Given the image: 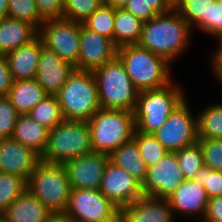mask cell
Segmentation results:
<instances>
[{"label": "cell", "instance_id": "cell-1", "mask_svg": "<svg viewBox=\"0 0 222 222\" xmlns=\"http://www.w3.org/2000/svg\"><path fill=\"white\" fill-rule=\"evenodd\" d=\"M191 31L182 16L172 9L144 21L137 44L172 63L188 46Z\"/></svg>", "mask_w": 222, "mask_h": 222}, {"label": "cell", "instance_id": "cell-2", "mask_svg": "<svg viewBox=\"0 0 222 222\" xmlns=\"http://www.w3.org/2000/svg\"><path fill=\"white\" fill-rule=\"evenodd\" d=\"M117 57L124 64L128 76L139 92L161 89L173 82L170 76L171 63L138 44L118 47Z\"/></svg>", "mask_w": 222, "mask_h": 222}, {"label": "cell", "instance_id": "cell-3", "mask_svg": "<svg viewBox=\"0 0 222 222\" xmlns=\"http://www.w3.org/2000/svg\"><path fill=\"white\" fill-rule=\"evenodd\" d=\"M56 96L65 120L89 122L101 108L91 71L74 69Z\"/></svg>", "mask_w": 222, "mask_h": 222}, {"label": "cell", "instance_id": "cell-4", "mask_svg": "<svg viewBox=\"0 0 222 222\" xmlns=\"http://www.w3.org/2000/svg\"><path fill=\"white\" fill-rule=\"evenodd\" d=\"M88 123L93 152L110 155L133 139L136 124L133 112L100 108Z\"/></svg>", "mask_w": 222, "mask_h": 222}, {"label": "cell", "instance_id": "cell-5", "mask_svg": "<svg viewBox=\"0 0 222 222\" xmlns=\"http://www.w3.org/2000/svg\"><path fill=\"white\" fill-rule=\"evenodd\" d=\"M185 99L181 86L175 82L161 89L138 92L133 112L136 131L153 134Z\"/></svg>", "mask_w": 222, "mask_h": 222}, {"label": "cell", "instance_id": "cell-6", "mask_svg": "<svg viewBox=\"0 0 222 222\" xmlns=\"http://www.w3.org/2000/svg\"><path fill=\"white\" fill-rule=\"evenodd\" d=\"M102 109L134 112L138 90L118 57L93 71Z\"/></svg>", "mask_w": 222, "mask_h": 222}, {"label": "cell", "instance_id": "cell-7", "mask_svg": "<svg viewBox=\"0 0 222 222\" xmlns=\"http://www.w3.org/2000/svg\"><path fill=\"white\" fill-rule=\"evenodd\" d=\"M27 189L53 215L65 214L71 188L63 165L41 161L30 175Z\"/></svg>", "mask_w": 222, "mask_h": 222}, {"label": "cell", "instance_id": "cell-8", "mask_svg": "<svg viewBox=\"0 0 222 222\" xmlns=\"http://www.w3.org/2000/svg\"><path fill=\"white\" fill-rule=\"evenodd\" d=\"M93 152L87 122L64 120L48 132V144L41 160L63 165Z\"/></svg>", "mask_w": 222, "mask_h": 222}, {"label": "cell", "instance_id": "cell-9", "mask_svg": "<svg viewBox=\"0 0 222 222\" xmlns=\"http://www.w3.org/2000/svg\"><path fill=\"white\" fill-rule=\"evenodd\" d=\"M184 100L153 135L168 152L192 146L198 142L197 117L192 116Z\"/></svg>", "mask_w": 222, "mask_h": 222}, {"label": "cell", "instance_id": "cell-10", "mask_svg": "<svg viewBox=\"0 0 222 222\" xmlns=\"http://www.w3.org/2000/svg\"><path fill=\"white\" fill-rule=\"evenodd\" d=\"M44 45L56 52L64 61L75 66L79 57L80 22L73 20H46L39 30Z\"/></svg>", "mask_w": 222, "mask_h": 222}, {"label": "cell", "instance_id": "cell-11", "mask_svg": "<svg viewBox=\"0 0 222 222\" xmlns=\"http://www.w3.org/2000/svg\"><path fill=\"white\" fill-rule=\"evenodd\" d=\"M119 211L99 189H71L65 215L76 222H105Z\"/></svg>", "mask_w": 222, "mask_h": 222}, {"label": "cell", "instance_id": "cell-12", "mask_svg": "<svg viewBox=\"0 0 222 222\" xmlns=\"http://www.w3.org/2000/svg\"><path fill=\"white\" fill-rule=\"evenodd\" d=\"M184 180L176 153L168 152L161 160L148 167L142 183V196L167 199Z\"/></svg>", "mask_w": 222, "mask_h": 222}, {"label": "cell", "instance_id": "cell-13", "mask_svg": "<svg viewBox=\"0 0 222 222\" xmlns=\"http://www.w3.org/2000/svg\"><path fill=\"white\" fill-rule=\"evenodd\" d=\"M99 191L121 210L142 197V183L109 160Z\"/></svg>", "mask_w": 222, "mask_h": 222}, {"label": "cell", "instance_id": "cell-14", "mask_svg": "<svg viewBox=\"0 0 222 222\" xmlns=\"http://www.w3.org/2000/svg\"><path fill=\"white\" fill-rule=\"evenodd\" d=\"M118 47L113 40L86 28L80 23L79 57L75 69L91 71L117 57Z\"/></svg>", "mask_w": 222, "mask_h": 222}, {"label": "cell", "instance_id": "cell-15", "mask_svg": "<svg viewBox=\"0 0 222 222\" xmlns=\"http://www.w3.org/2000/svg\"><path fill=\"white\" fill-rule=\"evenodd\" d=\"M109 160L107 154L92 152L66 161L63 166L68 175L70 188L99 189Z\"/></svg>", "mask_w": 222, "mask_h": 222}, {"label": "cell", "instance_id": "cell-16", "mask_svg": "<svg viewBox=\"0 0 222 222\" xmlns=\"http://www.w3.org/2000/svg\"><path fill=\"white\" fill-rule=\"evenodd\" d=\"M41 161L38 153L17 140L0 139V173L13 174L28 181Z\"/></svg>", "mask_w": 222, "mask_h": 222}, {"label": "cell", "instance_id": "cell-17", "mask_svg": "<svg viewBox=\"0 0 222 222\" xmlns=\"http://www.w3.org/2000/svg\"><path fill=\"white\" fill-rule=\"evenodd\" d=\"M75 67L64 61L42 41L35 79L48 95H56L68 80Z\"/></svg>", "mask_w": 222, "mask_h": 222}, {"label": "cell", "instance_id": "cell-18", "mask_svg": "<svg viewBox=\"0 0 222 222\" xmlns=\"http://www.w3.org/2000/svg\"><path fill=\"white\" fill-rule=\"evenodd\" d=\"M167 201L173 212L182 213L183 216L189 215V217L201 213L203 220L209 198L202 185L194 179H185L167 198Z\"/></svg>", "mask_w": 222, "mask_h": 222}, {"label": "cell", "instance_id": "cell-19", "mask_svg": "<svg viewBox=\"0 0 222 222\" xmlns=\"http://www.w3.org/2000/svg\"><path fill=\"white\" fill-rule=\"evenodd\" d=\"M121 215L124 222H173L174 212L167 199L140 197L123 207Z\"/></svg>", "mask_w": 222, "mask_h": 222}, {"label": "cell", "instance_id": "cell-20", "mask_svg": "<svg viewBox=\"0 0 222 222\" xmlns=\"http://www.w3.org/2000/svg\"><path fill=\"white\" fill-rule=\"evenodd\" d=\"M42 50L38 35L30 43L5 55L13 81L35 79Z\"/></svg>", "mask_w": 222, "mask_h": 222}, {"label": "cell", "instance_id": "cell-21", "mask_svg": "<svg viewBox=\"0 0 222 222\" xmlns=\"http://www.w3.org/2000/svg\"><path fill=\"white\" fill-rule=\"evenodd\" d=\"M53 214L26 189L0 216L5 222H49Z\"/></svg>", "mask_w": 222, "mask_h": 222}, {"label": "cell", "instance_id": "cell-22", "mask_svg": "<svg viewBox=\"0 0 222 222\" xmlns=\"http://www.w3.org/2000/svg\"><path fill=\"white\" fill-rule=\"evenodd\" d=\"M39 35L31 24L5 17L0 19V55H6L30 43Z\"/></svg>", "mask_w": 222, "mask_h": 222}, {"label": "cell", "instance_id": "cell-23", "mask_svg": "<svg viewBox=\"0 0 222 222\" xmlns=\"http://www.w3.org/2000/svg\"><path fill=\"white\" fill-rule=\"evenodd\" d=\"M48 132V128L28 114H20L11 138L34 150L42 157L48 144Z\"/></svg>", "mask_w": 222, "mask_h": 222}, {"label": "cell", "instance_id": "cell-24", "mask_svg": "<svg viewBox=\"0 0 222 222\" xmlns=\"http://www.w3.org/2000/svg\"><path fill=\"white\" fill-rule=\"evenodd\" d=\"M46 95L36 79H27L13 81L6 97L19 114H28Z\"/></svg>", "mask_w": 222, "mask_h": 222}, {"label": "cell", "instance_id": "cell-25", "mask_svg": "<svg viewBox=\"0 0 222 222\" xmlns=\"http://www.w3.org/2000/svg\"><path fill=\"white\" fill-rule=\"evenodd\" d=\"M109 159L141 183L145 180L148 167L133 139L114 150L109 155Z\"/></svg>", "mask_w": 222, "mask_h": 222}, {"label": "cell", "instance_id": "cell-26", "mask_svg": "<svg viewBox=\"0 0 222 222\" xmlns=\"http://www.w3.org/2000/svg\"><path fill=\"white\" fill-rule=\"evenodd\" d=\"M143 21L124 8L115 9L113 43L117 46L137 44L141 37Z\"/></svg>", "mask_w": 222, "mask_h": 222}, {"label": "cell", "instance_id": "cell-27", "mask_svg": "<svg viewBox=\"0 0 222 222\" xmlns=\"http://www.w3.org/2000/svg\"><path fill=\"white\" fill-rule=\"evenodd\" d=\"M198 139H222V103L208 105L197 115Z\"/></svg>", "mask_w": 222, "mask_h": 222}, {"label": "cell", "instance_id": "cell-28", "mask_svg": "<svg viewBox=\"0 0 222 222\" xmlns=\"http://www.w3.org/2000/svg\"><path fill=\"white\" fill-rule=\"evenodd\" d=\"M28 115L49 130L65 120L56 95H46Z\"/></svg>", "mask_w": 222, "mask_h": 222}, {"label": "cell", "instance_id": "cell-29", "mask_svg": "<svg viewBox=\"0 0 222 222\" xmlns=\"http://www.w3.org/2000/svg\"><path fill=\"white\" fill-rule=\"evenodd\" d=\"M215 0H183L175 9L192 28L197 26L205 32L210 4Z\"/></svg>", "mask_w": 222, "mask_h": 222}, {"label": "cell", "instance_id": "cell-30", "mask_svg": "<svg viewBox=\"0 0 222 222\" xmlns=\"http://www.w3.org/2000/svg\"><path fill=\"white\" fill-rule=\"evenodd\" d=\"M114 18L115 8L102 3L82 24L86 28L113 40Z\"/></svg>", "mask_w": 222, "mask_h": 222}, {"label": "cell", "instance_id": "cell-31", "mask_svg": "<svg viewBox=\"0 0 222 222\" xmlns=\"http://www.w3.org/2000/svg\"><path fill=\"white\" fill-rule=\"evenodd\" d=\"M27 189V181L13 174L0 173V216Z\"/></svg>", "mask_w": 222, "mask_h": 222}, {"label": "cell", "instance_id": "cell-32", "mask_svg": "<svg viewBox=\"0 0 222 222\" xmlns=\"http://www.w3.org/2000/svg\"><path fill=\"white\" fill-rule=\"evenodd\" d=\"M133 140L136 142L147 167L154 165L168 153L153 134L142 133L135 130Z\"/></svg>", "mask_w": 222, "mask_h": 222}, {"label": "cell", "instance_id": "cell-33", "mask_svg": "<svg viewBox=\"0 0 222 222\" xmlns=\"http://www.w3.org/2000/svg\"><path fill=\"white\" fill-rule=\"evenodd\" d=\"M124 9L143 22L172 10L165 0H128Z\"/></svg>", "mask_w": 222, "mask_h": 222}, {"label": "cell", "instance_id": "cell-34", "mask_svg": "<svg viewBox=\"0 0 222 222\" xmlns=\"http://www.w3.org/2000/svg\"><path fill=\"white\" fill-rule=\"evenodd\" d=\"M7 17L27 22L38 31L44 23L39 16L35 0H9Z\"/></svg>", "mask_w": 222, "mask_h": 222}, {"label": "cell", "instance_id": "cell-35", "mask_svg": "<svg viewBox=\"0 0 222 222\" xmlns=\"http://www.w3.org/2000/svg\"><path fill=\"white\" fill-rule=\"evenodd\" d=\"M175 153L184 179H194L196 173L204 165L200 144L197 142L196 144L182 148Z\"/></svg>", "mask_w": 222, "mask_h": 222}, {"label": "cell", "instance_id": "cell-36", "mask_svg": "<svg viewBox=\"0 0 222 222\" xmlns=\"http://www.w3.org/2000/svg\"><path fill=\"white\" fill-rule=\"evenodd\" d=\"M102 3L103 0H64V18L82 23Z\"/></svg>", "mask_w": 222, "mask_h": 222}, {"label": "cell", "instance_id": "cell-37", "mask_svg": "<svg viewBox=\"0 0 222 222\" xmlns=\"http://www.w3.org/2000/svg\"><path fill=\"white\" fill-rule=\"evenodd\" d=\"M194 180L203 186L209 199L222 196V171L203 165Z\"/></svg>", "mask_w": 222, "mask_h": 222}, {"label": "cell", "instance_id": "cell-38", "mask_svg": "<svg viewBox=\"0 0 222 222\" xmlns=\"http://www.w3.org/2000/svg\"><path fill=\"white\" fill-rule=\"evenodd\" d=\"M204 165L212 170L222 171V139H198Z\"/></svg>", "mask_w": 222, "mask_h": 222}, {"label": "cell", "instance_id": "cell-39", "mask_svg": "<svg viewBox=\"0 0 222 222\" xmlns=\"http://www.w3.org/2000/svg\"><path fill=\"white\" fill-rule=\"evenodd\" d=\"M20 114L6 96H0V139L11 138Z\"/></svg>", "mask_w": 222, "mask_h": 222}, {"label": "cell", "instance_id": "cell-40", "mask_svg": "<svg viewBox=\"0 0 222 222\" xmlns=\"http://www.w3.org/2000/svg\"><path fill=\"white\" fill-rule=\"evenodd\" d=\"M205 32L218 38V41L222 40V0L210 4L208 19H205Z\"/></svg>", "mask_w": 222, "mask_h": 222}, {"label": "cell", "instance_id": "cell-41", "mask_svg": "<svg viewBox=\"0 0 222 222\" xmlns=\"http://www.w3.org/2000/svg\"><path fill=\"white\" fill-rule=\"evenodd\" d=\"M39 16L44 20L64 18V0H35Z\"/></svg>", "mask_w": 222, "mask_h": 222}, {"label": "cell", "instance_id": "cell-42", "mask_svg": "<svg viewBox=\"0 0 222 222\" xmlns=\"http://www.w3.org/2000/svg\"><path fill=\"white\" fill-rule=\"evenodd\" d=\"M13 79L5 55H0V96H7Z\"/></svg>", "mask_w": 222, "mask_h": 222}, {"label": "cell", "instance_id": "cell-43", "mask_svg": "<svg viewBox=\"0 0 222 222\" xmlns=\"http://www.w3.org/2000/svg\"><path fill=\"white\" fill-rule=\"evenodd\" d=\"M202 222H222V196L209 199Z\"/></svg>", "mask_w": 222, "mask_h": 222}, {"label": "cell", "instance_id": "cell-44", "mask_svg": "<svg viewBox=\"0 0 222 222\" xmlns=\"http://www.w3.org/2000/svg\"><path fill=\"white\" fill-rule=\"evenodd\" d=\"M219 48L211 55L212 67L214 68L215 76L222 82V40L219 41Z\"/></svg>", "mask_w": 222, "mask_h": 222}, {"label": "cell", "instance_id": "cell-45", "mask_svg": "<svg viewBox=\"0 0 222 222\" xmlns=\"http://www.w3.org/2000/svg\"><path fill=\"white\" fill-rule=\"evenodd\" d=\"M128 0H103V3L111 6L112 8H124Z\"/></svg>", "mask_w": 222, "mask_h": 222}, {"label": "cell", "instance_id": "cell-46", "mask_svg": "<svg viewBox=\"0 0 222 222\" xmlns=\"http://www.w3.org/2000/svg\"><path fill=\"white\" fill-rule=\"evenodd\" d=\"M49 222H76L65 214L53 215Z\"/></svg>", "mask_w": 222, "mask_h": 222}, {"label": "cell", "instance_id": "cell-47", "mask_svg": "<svg viewBox=\"0 0 222 222\" xmlns=\"http://www.w3.org/2000/svg\"><path fill=\"white\" fill-rule=\"evenodd\" d=\"M9 0H0V19L7 17Z\"/></svg>", "mask_w": 222, "mask_h": 222}, {"label": "cell", "instance_id": "cell-48", "mask_svg": "<svg viewBox=\"0 0 222 222\" xmlns=\"http://www.w3.org/2000/svg\"><path fill=\"white\" fill-rule=\"evenodd\" d=\"M169 7L175 10L183 0H165Z\"/></svg>", "mask_w": 222, "mask_h": 222}, {"label": "cell", "instance_id": "cell-49", "mask_svg": "<svg viewBox=\"0 0 222 222\" xmlns=\"http://www.w3.org/2000/svg\"><path fill=\"white\" fill-rule=\"evenodd\" d=\"M105 222H124L121 212L119 211L112 219Z\"/></svg>", "mask_w": 222, "mask_h": 222}]
</instances>
